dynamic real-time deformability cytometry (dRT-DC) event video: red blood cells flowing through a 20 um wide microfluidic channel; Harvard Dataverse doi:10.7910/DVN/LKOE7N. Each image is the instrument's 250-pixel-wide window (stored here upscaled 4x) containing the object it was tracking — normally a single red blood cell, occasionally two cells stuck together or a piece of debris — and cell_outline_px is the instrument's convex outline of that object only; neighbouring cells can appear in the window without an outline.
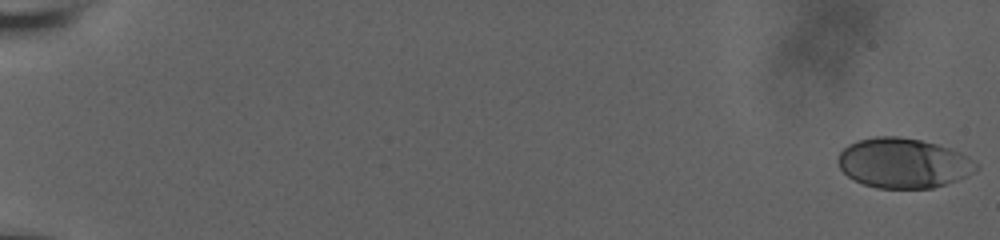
{"species": "human", "species_latin": "Homo sapiens", "temperature_condition": "room temperature", "stored_images_in_passage": 59, "camera_frame_rate_fps": 3000, "um_per_image_px": 0.085, "donor": {"sex": "male"}, "frame": {"image": 1, "passage_image": 1, "time_ms": 0.0, "image_size_px": [1000, 240], "cell_outline_px": [[980, 168], [968, 176], [932, 188], [876, 188], [852, 180], [840, 168], [836, 160], [840, 152], [848, 144], [856, 140], [872, 136], [900, 136], [920, 140], [936, 144], [960, 152], [968, 156]], "centroid_in_image_um": [76.75, 13.85], "position_along_channel_um": 8.2, "area_um2": 40.34}}
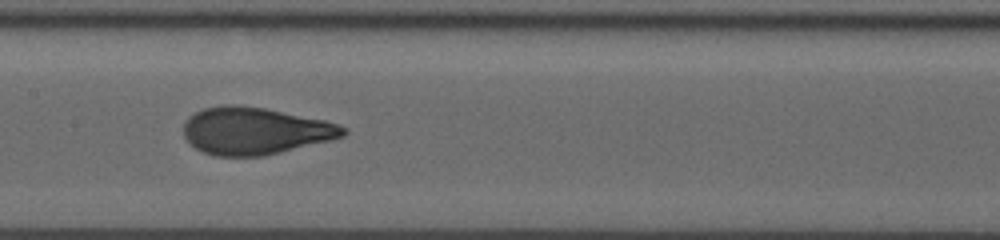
{"frame": {"image": 2, "passage_image": 33, "time_ms": 10.667, "image_size_px": [1000, 240], "cell_outline_px": [[348, 132], [344, 136], [332, 140], [264, 156], [216, 156], [204, 152], [196, 148], [184, 136], [184, 120], [188, 116], [204, 108], [224, 104], [236, 104], [264, 108], [324, 120], [340, 124], [348, 128]], "centroid_in_image_um": [21.7, 11.12], "position_along_channel_um": 185.7, "area_um2": 44.04}}
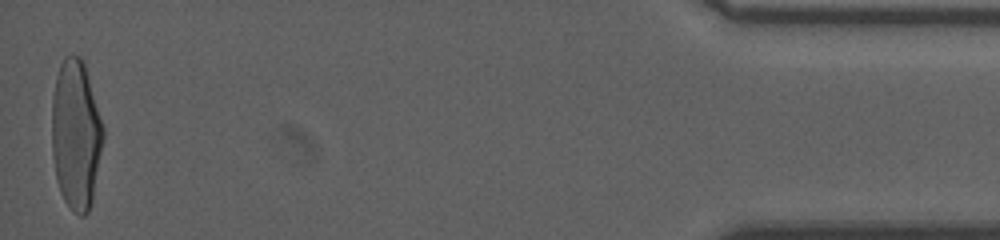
{"frame": {"image": 3, "passage_image": 59, "time_ms": 19.333, "image_size_px": [1000, 240], "cell_outline_px": [[104, 136], [92, 200], [88, 212], [84, 216], [80, 216], [64, 200], [60, 192], [56, 180], [52, 156], [52, 96], [56, 76], [60, 64], [64, 56], [80, 56], [84, 64], [104, 128]], "centroid_in_image_um": [6.44, 11.44], "position_along_channel_um": 428.8, "area_um2": 44.56}, "authors_computed_cell_mechanics": {"area_um2": 42.7142, "velocity_mm_per_s": 3.734, "shape_relaxation_time_tau1_ms": 5.7513, "shape_relaxation_time_tau2_ms": null, "deformation_change_tau1": 0.2369, "deformation_change_tau2": null}}